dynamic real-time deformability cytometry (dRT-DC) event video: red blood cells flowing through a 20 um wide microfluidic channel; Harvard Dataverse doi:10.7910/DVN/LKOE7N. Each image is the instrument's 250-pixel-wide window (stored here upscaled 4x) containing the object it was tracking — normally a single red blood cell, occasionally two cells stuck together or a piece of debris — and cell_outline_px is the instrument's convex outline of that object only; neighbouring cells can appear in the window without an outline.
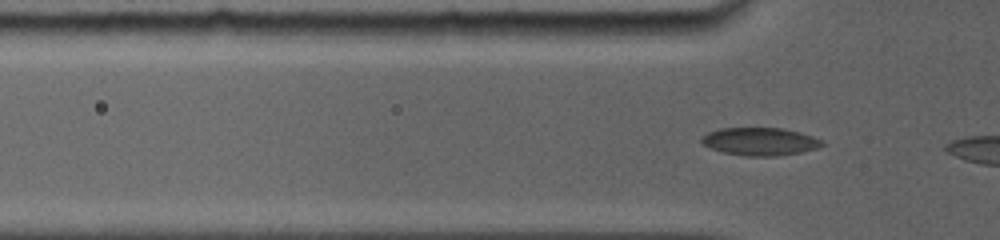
{"species": "common noctule bat (a hibernating species)", "species_latin": "Nyctalus noctula", "temperature_condition": "room temperature", "stored_images_in_passage": 10, "camera_frame_rate_fps": 5000, "um_per_image_px": 0.085, "animal": {"sex": "female", "body_mass_g": 19.0, "forearm_length_mm": 56.7}, "frame": {"image": 1, "passage_image": 5, "time_ms": 0.8, "image_size_px": [1000, 240], "cell_outline_px": [[824, 144], [816, 148], [800, 152], [776, 156], [748, 156], [724, 152], [712, 148], [704, 144], [700, 140], [700, 136], [708, 132], [720, 128], [780, 128], [800, 132], [824, 140]], "centroid_in_image_um": [64.6, 12.02], "position_along_channel_um": 61.2, "area_um2": 19.42}}